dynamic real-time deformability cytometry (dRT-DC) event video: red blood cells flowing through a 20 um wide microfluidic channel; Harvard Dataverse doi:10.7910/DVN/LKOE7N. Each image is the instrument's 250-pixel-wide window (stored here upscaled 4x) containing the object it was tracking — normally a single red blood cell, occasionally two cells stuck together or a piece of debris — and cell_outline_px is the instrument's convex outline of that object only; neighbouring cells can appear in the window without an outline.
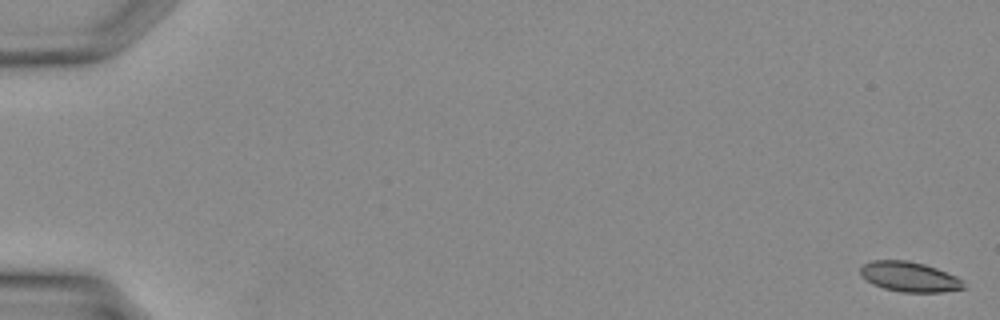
{"species": "Egyptian fruit bat (a non-hibernating species)", "species_latin": "Rousettus aegyptiacus", "temperature_condition": "warm", "stored_images_in_passage": 38, "camera_frame_rate_fps": 3000, "um_per_image_px": 0.085, "animal": {"sex": "female"}, "frame": {"image": 1, "passage_image": 1, "time_ms": 0.0, "image_size_px": [1000, 320], "cell_outline_px": [[964, 288], [944, 292], [900, 292], [884, 288], [872, 284], [864, 280], [860, 276], [860, 268], [864, 264], [872, 260], [908, 260], [924, 264], [936, 268], [956, 276], [964, 284]], "centroid_in_image_um": [77.25, 23.52], "position_along_channel_um": 7.8, "area_um2": 18.09}}
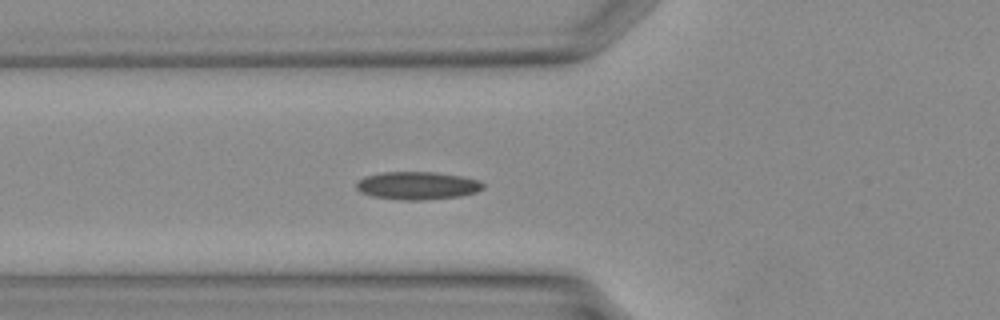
{"frame": {"image": 2, "passage_image": 15, "time_ms": 4.667, "image_size_px": [1000, 320], "cell_outline_px": [[484, 188], [476, 192], [460, 196], [424, 200], [400, 200], [372, 196], [360, 192], [356, 188], [356, 180], [364, 176], [384, 172], [436, 172], [460, 176], [480, 180], [484, 184]], "centroid_in_image_um": [35.46, 15.77], "position_along_channel_um": 90.3, "area_um2": 20.75}}
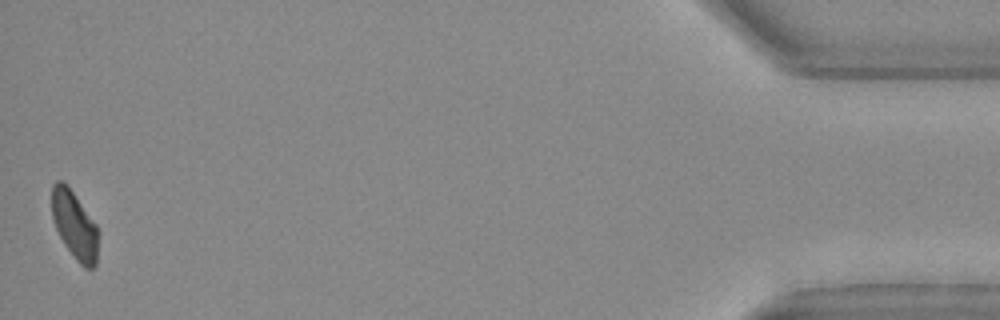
{"frame": {"image": 3, "passage_image": 38, "time_ms": 12.333, "image_size_px": [1000, 320], "cell_outline_px": [[96, 264], [92, 268], [84, 268], [76, 260], [64, 244], [52, 220], [52, 184], [56, 180], [64, 180], [96, 224]], "centroid_in_image_um": [6.29, 19.09], "position_along_channel_um": 428.9, "area_um2": 18.03}}